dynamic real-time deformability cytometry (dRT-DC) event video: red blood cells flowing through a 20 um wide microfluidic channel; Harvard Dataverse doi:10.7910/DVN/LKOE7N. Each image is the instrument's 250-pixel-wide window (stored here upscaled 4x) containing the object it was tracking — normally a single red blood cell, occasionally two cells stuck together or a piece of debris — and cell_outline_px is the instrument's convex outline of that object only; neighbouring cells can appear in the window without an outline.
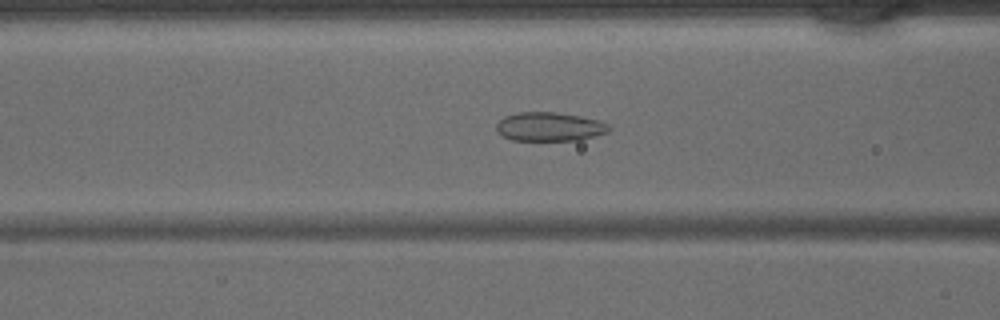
{"species": "common noctule bat (a hibernating species)", "species_latin": "Nyctalus noctula", "temperature_condition": "warm", "stored_images_in_passage": 42, "camera_frame_rate_fps": 3000, "um_per_image_px": 0.085, "animal": {"sex": "male", "body_mass_g": 15.6}, "frame": {"image": 1, "passage_image": 16, "time_ms": 5.0, "image_size_px": [1000, 320], "cell_outline_px": [[612, 128], [608, 132], [580, 140], [512, 140], [504, 136], [496, 128], [496, 124], [504, 116], [520, 112], [556, 112], [580, 116], [600, 120], [608, 124]], "centroid_in_image_um": [46.75, 10.76], "position_along_channel_um": 119.9, "area_um2": 18.9}}
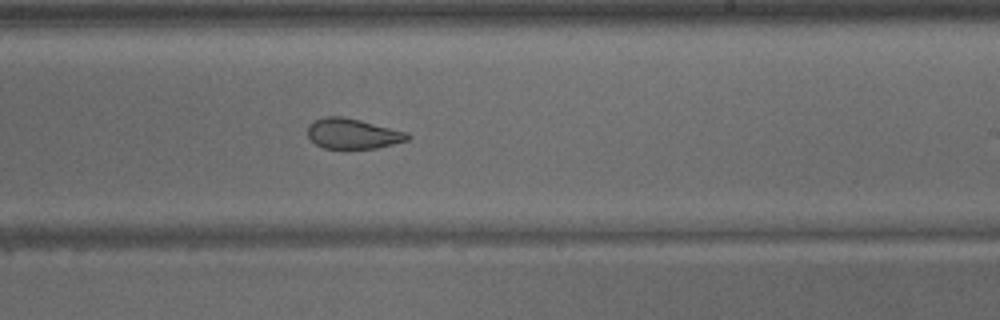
{"frame": {"image": 2, "passage_image": 25, "time_ms": 8.0, "image_size_px": [1000, 320], "cell_outline_px": [[412, 136], [408, 140], [376, 148], [324, 148], [316, 144], [308, 136], [308, 124], [316, 120], [328, 116], [340, 116], [360, 120], [408, 132]], "centroid_in_image_um": [30.01, 11.36], "position_along_channel_um": 259.0, "area_um2": 17.46}}
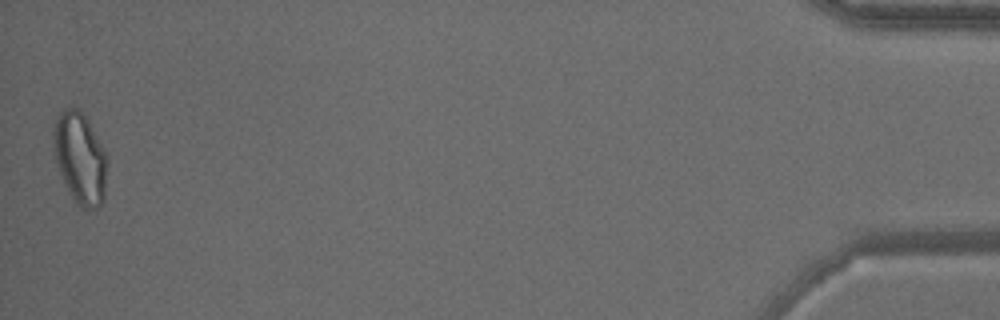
{"frame": {"image": 3, "passage_image": 42, "time_ms": 13.667, "image_size_px": [1000, 320], "cell_outline_px": [[108, 156], [104, 200], [96, 208], [80, 208], [68, 192], [64, 184], [56, 160], [52, 136], [52, 132], [56, 120], [60, 112], [64, 108], [80, 108], [88, 120], [104, 148]], "centroid_in_image_um": [6.82, 13.43], "position_along_channel_um": 428.4, "area_um2": 28.84}}